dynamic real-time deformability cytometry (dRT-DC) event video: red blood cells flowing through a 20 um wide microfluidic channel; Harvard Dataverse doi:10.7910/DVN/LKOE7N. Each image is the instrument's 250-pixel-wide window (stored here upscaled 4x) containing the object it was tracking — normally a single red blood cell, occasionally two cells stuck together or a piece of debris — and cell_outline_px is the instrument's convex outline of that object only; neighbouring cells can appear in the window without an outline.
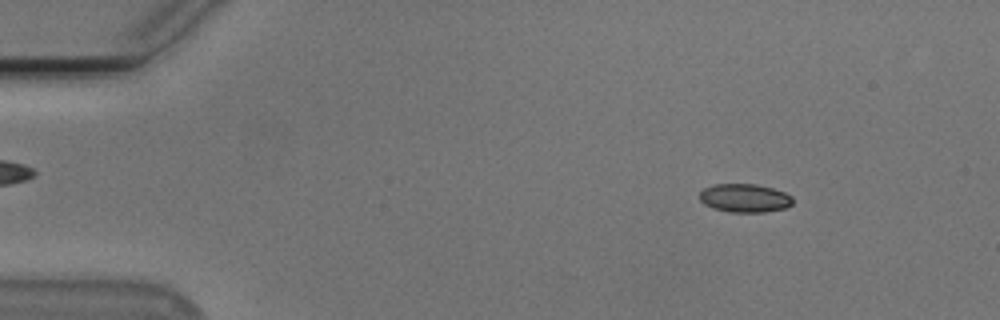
{"species": "Egyptian fruit bat (a non-hibernating species)", "species_latin": "Rousettus aegyptiacus", "temperature_condition": "cold", "stored_images_in_passage": 54, "camera_frame_rate_fps": 3000, "um_per_image_px": 0.085, "animal": {"sex": "male"}, "frame": {"image": 1, "passage_image": 7, "time_ms": 2.0, "image_size_px": [1000, 320], "cell_outline_px": [[792, 204], [784, 208], [764, 212], [732, 212], [712, 208], [704, 204], [700, 200], [700, 192], [704, 188], [712, 184], [756, 184], [772, 188], [784, 192], [792, 196]], "centroid_in_image_um": [63.28, 16.83], "position_along_channel_um": 21.7, "area_um2": 15.43}}
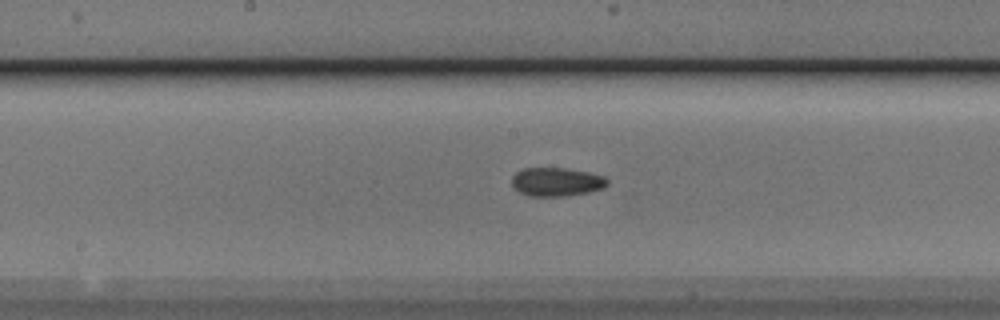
{"frame": {"image": 2, "passage_image": 28, "time_ms": 9.0, "image_size_px": [1000, 320], "cell_outline_px": [[608, 184], [604, 188], [588, 192], [564, 196], [528, 196], [512, 188], [512, 176], [516, 172], [524, 168], [568, 168], [588, 172], [604, 176], [608, 180]], "centroid_in_image_um": [47.29, 15.46], "position_along_channel_um": 200.9, "area_um2": 16.07}}
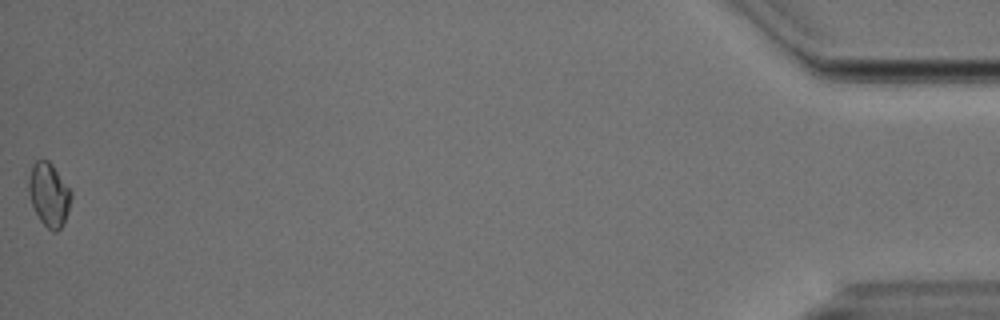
{"frame": {"image": 3, "passage_image": 54, "time_ms": 17.667, "image_size_px": [1000, 320], "cell_outline_px": [[72, 196], [68, 212], [60, 228], [56, 232], [52, 232], [40, 220], [32, 204], [28, 188], [28, 176], [32, 164], [36, 160], [48, 160], [52, 164], [72, 192]], "centroid_in_image_um": [4.16, 16.52], "position_along_channel_um": 431.0, "area_um2": 15.61}, "authors_computed_cell_mechanics": {"area_um2": 15.4326, "velocity_mm_per_s": 3.7834, "shape_relaxation_time_tau1_ms": null, "shape_relaxation_time_tau2_ms": 3.0746, "deformation_change_tau1": null, "deformation_change_tau2": 0.0684}}